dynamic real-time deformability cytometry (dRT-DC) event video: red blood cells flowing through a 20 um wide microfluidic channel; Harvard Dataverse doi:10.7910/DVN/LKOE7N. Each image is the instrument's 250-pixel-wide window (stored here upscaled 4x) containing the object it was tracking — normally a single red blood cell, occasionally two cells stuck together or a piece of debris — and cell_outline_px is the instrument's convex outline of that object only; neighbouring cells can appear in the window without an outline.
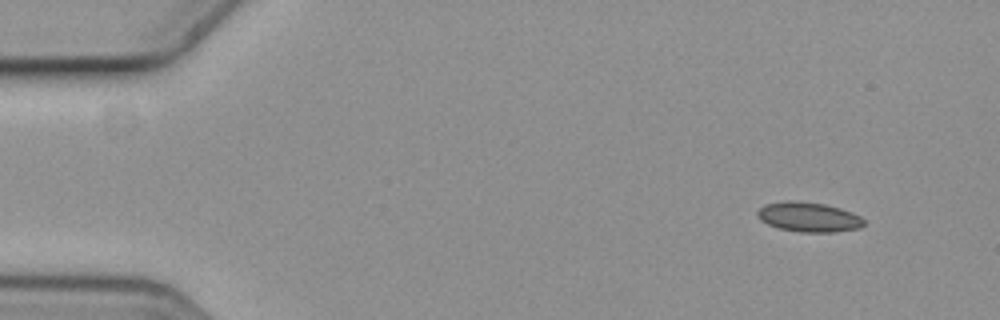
{"species": "common noctule bat (a hibernating species)", "species_latin": "Nyctalus noctula", "temperature_condition": "cold", "stored_images_in_passage": 5, "camera_frame_rate_fps": 3000, "um_per_image_px": 0.085, "animal": {"sex": "female", "body_mass_g": 19.3, "forearm_length_mm": 54.1}, "frame": {"image": 1, "passage_image": 1, "time_ms": 0.0, "image_size_px": [1000, 320], "cell_outline_px": [[864, 224], [860, 228], [836, 232], [800, 232], [780, 228], [768, 224], [760, 220], [756, 216], [756, 212], [764, 204], [824, 204], [840, 208], [852, 212], [860, 216], [864, 220]], "centroid_in_image_um": [68.8, 18.51], "position_along_channel_um": 16.2, "area_um2": 17.57}}
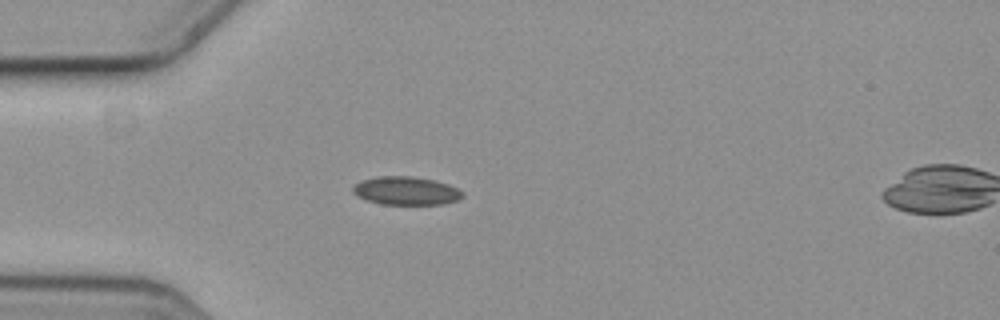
{"frame": {"image": 2, "passage_image": 4, "time_ms": 1.0, "image_size_px": [1000, 320], "cell_outline_px": [[464, 196], [460, 200], [444, 204], [380, 204], [356, 196], [352, 192], [352, 188], [360, 180], [376, 176], [412, 176], [436, 180], [448, 184], [464, 192]], "centroid_in_image_um": [34.53, 16.21], "position_along_channel_um": 50.5, "area_um2": 18.32}}